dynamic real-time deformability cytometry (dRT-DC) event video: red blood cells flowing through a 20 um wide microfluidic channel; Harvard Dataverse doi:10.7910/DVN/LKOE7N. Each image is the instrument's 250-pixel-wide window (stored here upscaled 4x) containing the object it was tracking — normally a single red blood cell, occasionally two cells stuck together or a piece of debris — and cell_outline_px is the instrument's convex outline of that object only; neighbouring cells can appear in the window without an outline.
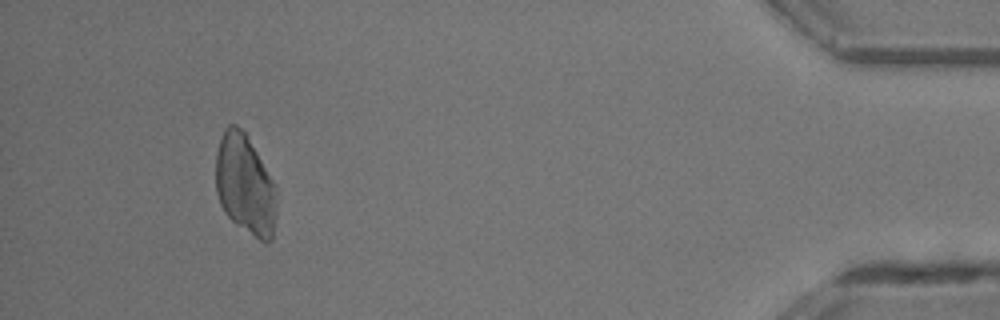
{"species": "common noctule bat (a hibernating species)", "species_latin": "Nyctalus noctula", "temperature_condition": "room temperature", "stored_images_in_passage": 28, "camera_frame_rate_fps": 3000, "um_per_image_px": 0.085, "animal": {"sex": "male", "body_mass_g": 13.3}, "frame": {"image": 1, "passage_image": 27, "time_ms": 8.667, "image_size_px": [1000, 320], "cell_outline_px": [[276, 212], [272, 240], [260, 240], [236, 224], [224, 212], [220, 204], [216, 192], [216, 152], [224, 128], [228, 124], [236, 124], [244, 132], [276, 184]], "centroid_in_image_um": [20.82, 15.69], "position_along_channel_um": 414.4, "area_um2": 35.37}}